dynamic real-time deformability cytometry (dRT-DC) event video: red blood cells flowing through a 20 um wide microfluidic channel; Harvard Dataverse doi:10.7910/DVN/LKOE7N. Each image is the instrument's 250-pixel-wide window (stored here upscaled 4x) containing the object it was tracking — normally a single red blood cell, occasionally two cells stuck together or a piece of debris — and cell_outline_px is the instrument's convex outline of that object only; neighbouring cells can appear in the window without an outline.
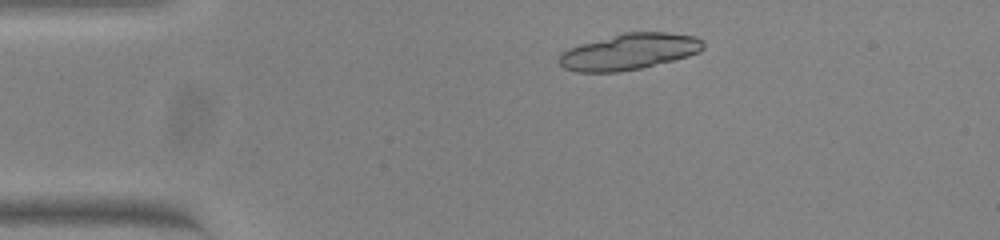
{"species": "common noctule bat (a hibernating species)", "species_latin": "Nyctalus noctula", "temperature_condition": "warm", "stored_images_in_passage": 15, "camera_frame_rate_fps": 3000, "um_per_image_px": 0.085, "animal": {"sex": "female", "body_mass_g": 23.0, "forearm_length_mm": 53.4}, "frame": {"image": 1, "passage_image": 7, "time_ms": 2.0, "image_size_px": [1000, 240], "cell_outline_px": [[704, 48], [700, 52], [688, 56], [640, 68], [616, 72], [576, 72], [564, 68], [560, 64], [560, 52], [568, 48], [580, 44], [624, 32], [664, 32], [696, 36], [704, 44]], "centroid_in_image_um": [53.47, 4.39], "position_along_channel_um": 31.5, "area_um2": 30.17}}